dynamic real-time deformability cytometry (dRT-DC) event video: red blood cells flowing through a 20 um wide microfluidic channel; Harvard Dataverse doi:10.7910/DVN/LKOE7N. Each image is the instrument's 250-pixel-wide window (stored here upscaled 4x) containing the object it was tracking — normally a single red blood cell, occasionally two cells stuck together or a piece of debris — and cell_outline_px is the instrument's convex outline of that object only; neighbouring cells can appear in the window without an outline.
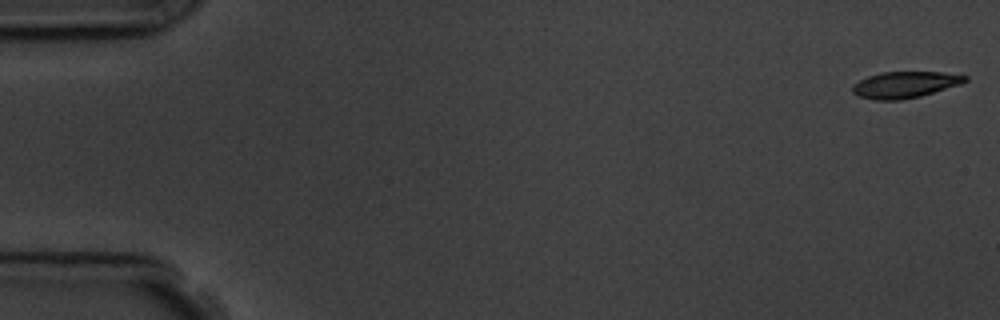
{"species": "common noctule bat (a hibernating species)", "species_latin": "Nyctalus noctula", "temperature_condition": "room temperature", "stored_images_in_passage": 11, "camera_frame_rate_fps": 3000, "um_per_image_px": 0.085, "animal": {"sex": "male", "body_mass_g": 19.5, "forearm_length_mm": 54.6}, "frame": {"image": 1, "passage_image": 1, "time_ms": 0.0, "image_size_px": [1000, 320], "cell_outline_px": [[968, 80], [960, 84], [920, 96], [900, 100], [876, 100], [860, 96], [852, 92], [852, 84], [868, 76], [880, 72], [940, 72], [968, 76]], "centroid_in_image_um": [76.89, 7.19], "position_along_channel_um": 8.1, "area_um2": 17.17}}
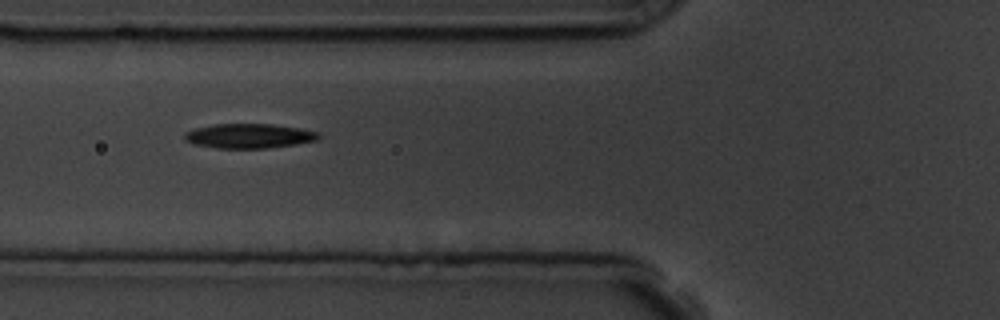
{"frame": {"image": 2, "passage_image": 6, "time_ms": 6.667, "image_size_px": [1000, 320], "cell_outline_px": [[320, 136], [316, 140], [296, 144], [268, 148], [216, 148], [192, 144], [184, 140], [184, 132], [196, 128], [212, 124], [272, 124], [300, 128], [320, 132]], "centroid_in_image_um": [21.14, 11.55], "position_along_channel_um": 104.7, "area_um2": 19.31}}
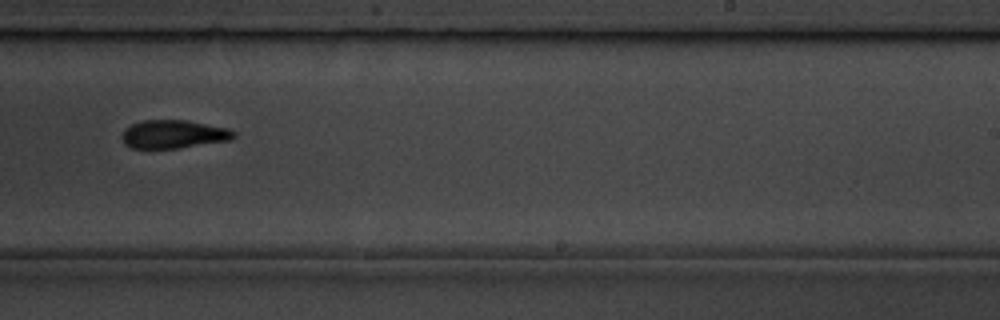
{"frame": {"image": 3, "passage_image": 10, "time_ms": 11.333, "image_size_px": [1000, 320], "cell_outline_px": [[236, 136], [228, 140], [180, 148], [132, 148], [124, 144], [124, 132], [132, 124], [144, 120], [188, 120], [228, 128], [236, 132]], "centroid_in_image_um": [14.8, 11.4], "position_along_channel_um": 274.2, "area_um2": 18.21}}